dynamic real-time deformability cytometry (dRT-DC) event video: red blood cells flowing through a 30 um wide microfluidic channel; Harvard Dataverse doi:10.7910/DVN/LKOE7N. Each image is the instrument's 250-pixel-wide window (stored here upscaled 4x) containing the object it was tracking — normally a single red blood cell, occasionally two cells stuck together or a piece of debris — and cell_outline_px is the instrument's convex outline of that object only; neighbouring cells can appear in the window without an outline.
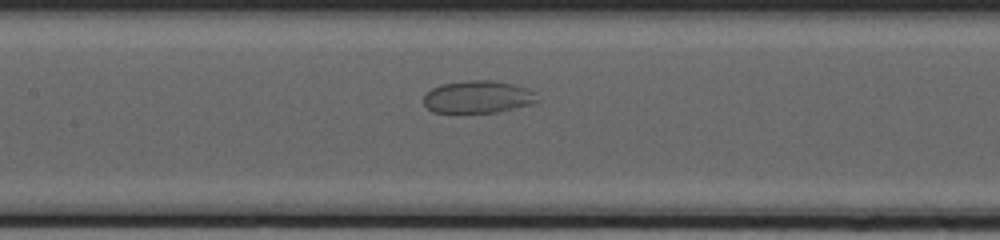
{"species": "common noctule bat (a hibernating species)", "species_latin": "Nyctalus noctula", "temperature_condition": "cold", "stored_images_in_passage": 17, "camera_frame_rate_fps": 3000, "um_per_image_px": 0.085, "animal": {"sex": "female", "body_mass_g": 20.0, "forearm_length_mm": 54.0}, "frame": {"image": 1, "passage_image": 15, "time_ms": 4.667, "image_size_px": [1000, 240], "cell_outline_px": [[540, 100], [532, 104], [496, 112], [432, 112], [424, 104], [424, 96], [432, 88], [440, 84], [468, 80], [492, 80], [516, 84], [528, 88], [536, 92]], "centroid_in_image_um": [40.67, 8.22], "position_along_channel_um": 166.7, "area_um2": 21.62}}